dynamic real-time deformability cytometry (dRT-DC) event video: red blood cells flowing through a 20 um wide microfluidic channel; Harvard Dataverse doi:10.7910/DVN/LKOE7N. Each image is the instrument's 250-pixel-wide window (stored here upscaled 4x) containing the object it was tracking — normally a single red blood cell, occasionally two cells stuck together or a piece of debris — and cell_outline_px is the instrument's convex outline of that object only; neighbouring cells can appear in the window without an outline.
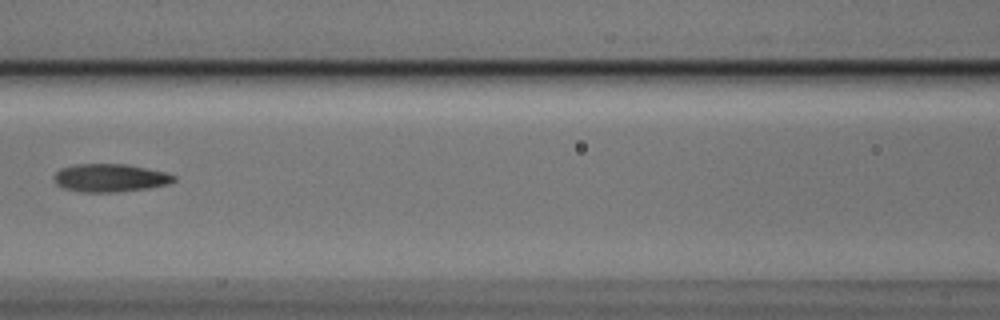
{"species": "Egyptian fruit bat (a non-hibernating species)", "species_latin": "Rousettus aegyptiacus", "temperature_condition": "cold", "stored_images_in_passage": 7, "camera_frame_rate_fps": 3000, "um_per_image_px": 0.085, "animal": {"sex": "male"}, "frame": {"image": 1, "passage_image": 7, "time_ms": 2.0, "image_size_px": [1000, 320], "cell_outline_px": [[176, 180], [168, 184], [148, 188], [116, 192], [80, 192], [64, 188], [56, 184], [52, 176], [60, 168], [76, 164], [128, 164], [164, 172], [176, 176]], "centroid_in_image_um": [9.33, 15.12], "position_along_channel_um": 157.3, "area_um2": 19.65}}